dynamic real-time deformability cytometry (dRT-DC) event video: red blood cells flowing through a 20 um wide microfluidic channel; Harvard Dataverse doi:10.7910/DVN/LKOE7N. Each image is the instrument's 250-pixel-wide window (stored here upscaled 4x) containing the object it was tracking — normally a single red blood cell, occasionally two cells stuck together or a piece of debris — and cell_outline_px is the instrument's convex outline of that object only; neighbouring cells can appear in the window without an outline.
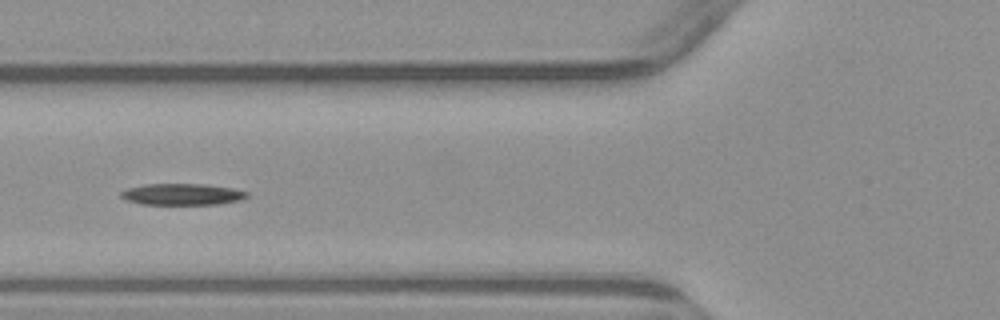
{"species": "common noctule bat (a hibernating species)", "species_latin": "Nyctalus noctula", "temperature_condition": "warm", "stored_images_in_passage": 8, "segment_of_instrument_passage": [2, 2], "camera_frame_rate_fps": 3000, "um_per_image_px": 0.085, "animal": {"sex": "male", "body_mass_g": 23.1, "forearm_length_mm": 52.7}, "frame": {"image": 1, "passage_image": 5, "time_ms": 6.0, "image_size_px": [1000, 320], "cell_outline_px": [[248, 196], [240, 200], [220, 204], [140, 204], [128, 200], [120, 196], [120, 192], [128, 188], [144, 184], [204, 184], [232, 188], [248, 192]], "centroid_in_image_um": [15.49, 16.51], "position_along_channel_um": 110.3, "area_um2": 15.66}}
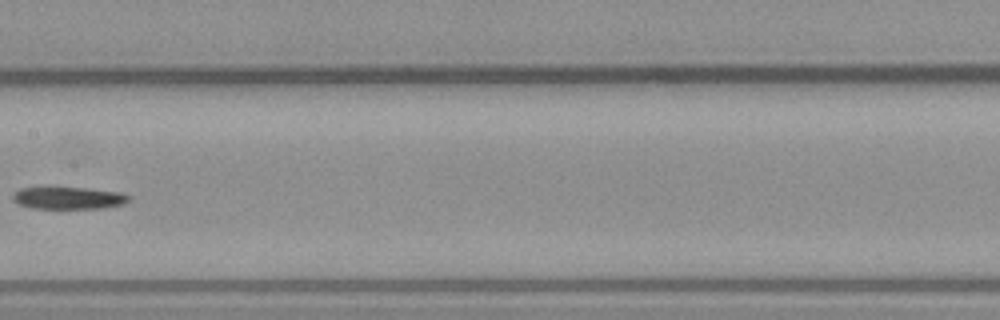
{"frame": {"image": 2, "passage_image": 7, "time_ms": 8.333, "image_size_px": [1000, 320], "cell_outline_px": [[132, 196], [124, 204], [104, 208], [32, 208], [20, 204], [12, 200], [12, 192], [20, 188], [48, 184], [52, 184], [88, 188], [120, 192]], "centroid_in_image_um": [5.74, 16.76], "position_along_channel_um": 201.7, "area_um2": 16.01}}
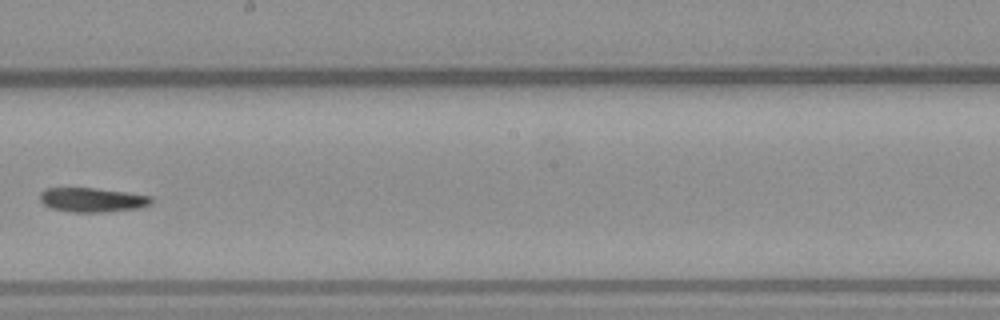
{"frame": {"image": 3, "passage_image": 8, "time_ms": 9.333, "image_size_px": [1000, 320], "cell_outline_px": [[152, 204], [140, 208], [104, 212], [72, 212], [52, 208], [44, 204], [40, 200], [40, 192], [44, 188], [96, 188], [128, 192], [152, 196]], "centroid_in_image_um": [7.87, 16.98], "position_along_channel_um": 240.3, "area_um2": 15.9}}